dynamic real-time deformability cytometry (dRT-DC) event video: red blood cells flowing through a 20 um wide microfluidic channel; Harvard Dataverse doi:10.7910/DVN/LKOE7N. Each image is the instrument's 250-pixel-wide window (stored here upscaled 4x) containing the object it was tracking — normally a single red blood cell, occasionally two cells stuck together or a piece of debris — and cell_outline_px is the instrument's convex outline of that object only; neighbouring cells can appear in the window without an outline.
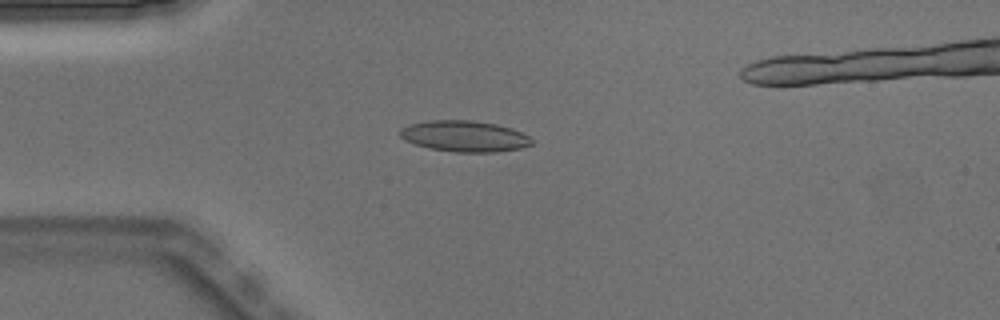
{"species": "Egyptian fruit bat (a non-hibernating species)", "species_latin": "Rousettus aegyptiacus", "temperature_condition": "warm", "stored_images_in_passage": 4, "camera_frame_rate_fps": 3000, "um_per_image_px": 0.085, "animal": {"sex": "male"}, "frame": {"image": 1, "passage_image": 3, "time_ms": 0.667, "image_size_px": [1000, 320], "cell_outline_px": [[532, 144], [520, 148], [496, 152], [456, 152], [432, 148], [416, 144], [404, 140], [400, 136], [400, 128], [408, 124], [428, 120], [472, 120], [496, 124], [512, 128], [528, 136], [532, 140]], "centroid_in_image_um": [39.46, 11.56], "position_along_channel_um": 45.5, "area_um2": 23.76}}